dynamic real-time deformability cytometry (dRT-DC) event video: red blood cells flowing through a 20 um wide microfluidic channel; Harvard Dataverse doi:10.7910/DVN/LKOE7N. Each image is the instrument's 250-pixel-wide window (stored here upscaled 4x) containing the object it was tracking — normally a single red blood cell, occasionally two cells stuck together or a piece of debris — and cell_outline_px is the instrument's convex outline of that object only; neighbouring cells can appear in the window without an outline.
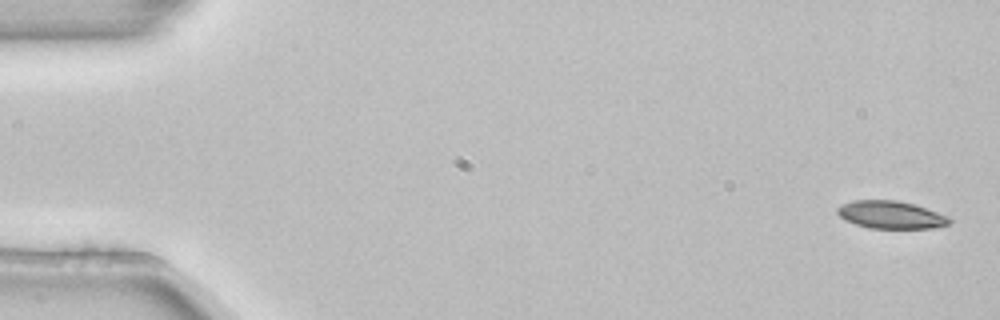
{"species": "common noctule bat (a hibernating species)", "species_latin": "Nyctalus noctula", "temperature_condition": "room temperature", "stored_images_in_passage": 5, "camera_frame_rate_fps": 3000, "um_per_image_px": 0.085, "animal": {"sex": "female", "body_mass_g": 22.7, "forearm_length_mm": 54.2}, "frame": {"image": 1, "passage_image": 1, "time_ms": 0.0, "image_size_px": [1000, 320], "cell_outline_px": [[952, 224], [932, 228], [868, 228], [844, 220], [836, 212], [836, 208], [840, 204], [852, 200], [896, 200], [912, 204], [948, 216], [952, 220]], "centroid_in_image_um": [75.69, 18.26], "position_along_channel_um": 9.3, "area_um2": 18.09}}
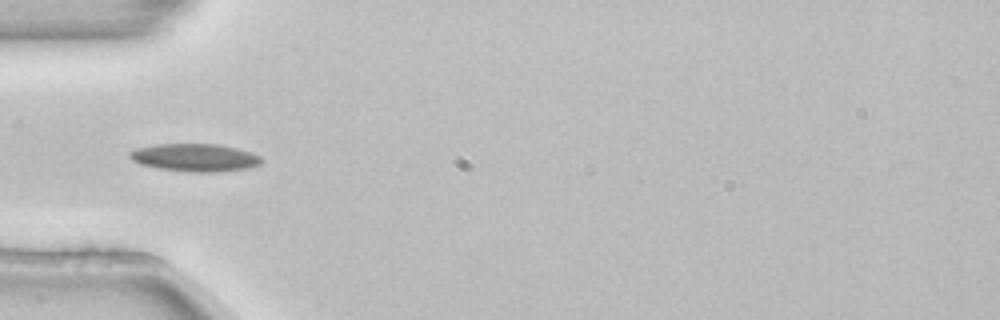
{"frame": {"image": 2, "passage_image": 4, "time_ms": 1.0, "image_size_px": [1000, 320], "cell_outline_px": [[264, 160], [260, 164], [248, 168], [216, 172], [188, 172], [156, 168], [140, 164], [132, 160], [128, 156], [128, 152], [136, 148], [156, 144], [216, 144], [236, 148], [252, 152], [260, 156]], "centroid_in_image_um": [16.55, 13.39], "position_along_channel_um": 68.4, "area_um2": 21.5}}